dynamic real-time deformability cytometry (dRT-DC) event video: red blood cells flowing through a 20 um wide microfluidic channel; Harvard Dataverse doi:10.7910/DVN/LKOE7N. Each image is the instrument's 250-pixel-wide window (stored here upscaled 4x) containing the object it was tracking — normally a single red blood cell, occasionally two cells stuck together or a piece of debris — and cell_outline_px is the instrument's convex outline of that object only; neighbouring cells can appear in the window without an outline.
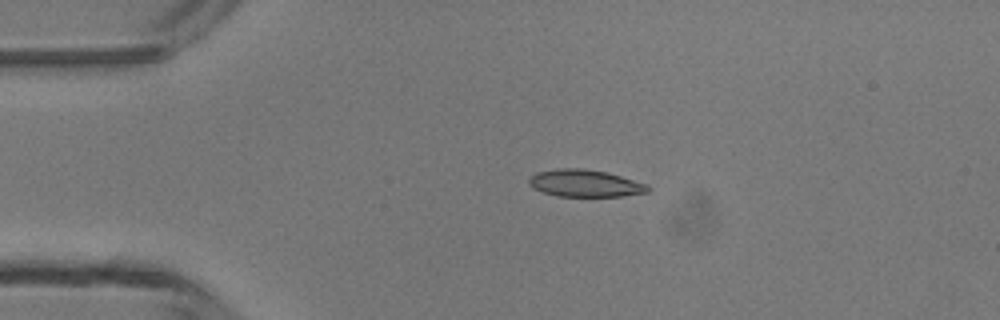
{"species": "common noctule bat (a hibernating species)", "species_latin": "Nyctalus noctula", "temperature_condition": "room temperature", "stored_images_in_passage": 4, "camera_frame_rate_fps": 3000, "um_per_image_px": 0.085, "animal": {"sex": "male", "body_mass_g": 13.3}, "frame": {"image": 1, "passage_image": 3, "time_ms": 2.333, "image_size_px": [1000, 320], "cell_outline_px": [[652, 188], [648, 192], [620, 196], [556, 196], [532, 188], [528, 184], [528, 180], [536, 172], [560, 168], [580, 168], [608, 172], [648, 184]], "centroid_in_image_um": [49.74, 15.58], "position_along_channel_um": 35.3, "area_um2": 18.9}}